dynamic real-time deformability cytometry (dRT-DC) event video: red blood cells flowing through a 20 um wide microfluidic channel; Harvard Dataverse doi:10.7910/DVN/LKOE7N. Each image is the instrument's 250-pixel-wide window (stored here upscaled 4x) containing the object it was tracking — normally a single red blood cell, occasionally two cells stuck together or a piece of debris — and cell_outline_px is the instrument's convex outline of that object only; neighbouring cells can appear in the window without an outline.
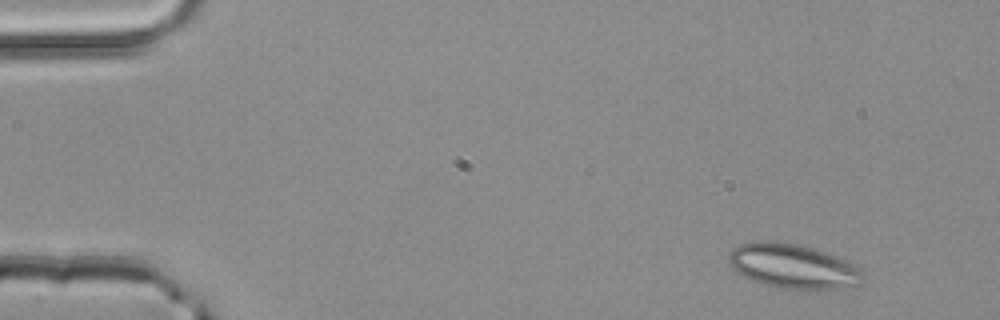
{"species": "common noctule bat (a hibernating species)", "species_latin": "Nyctalus noctula", "temperature_condition": "room temperature", "stored_images_in_passage": 3, "camera_frame_rate_fps": 3000, "um_per_image_px": 0.085, "animal": {"sex": "male", "body_mass_g": 20.4}, "frame": {"image": 1, "passage_image": 1, "time_ms": 0.0, "image_size_px": [1000, 320], "cell_outline_px": [[864, 276], [860, 284], [824, 292], [808, 292], [780, 288], [764, 284], [752, 280], [736, 272], [728, 264], [728, 252], [732, 248], [740, 244], [764, 240], [796, 244], [812, 248], [848, 260], [860, 268], [864, 272]], "centroid_in_image_um": [67.44, 22.68], "position_along_channel_um": 17.6, "area_um2": 35.78}}